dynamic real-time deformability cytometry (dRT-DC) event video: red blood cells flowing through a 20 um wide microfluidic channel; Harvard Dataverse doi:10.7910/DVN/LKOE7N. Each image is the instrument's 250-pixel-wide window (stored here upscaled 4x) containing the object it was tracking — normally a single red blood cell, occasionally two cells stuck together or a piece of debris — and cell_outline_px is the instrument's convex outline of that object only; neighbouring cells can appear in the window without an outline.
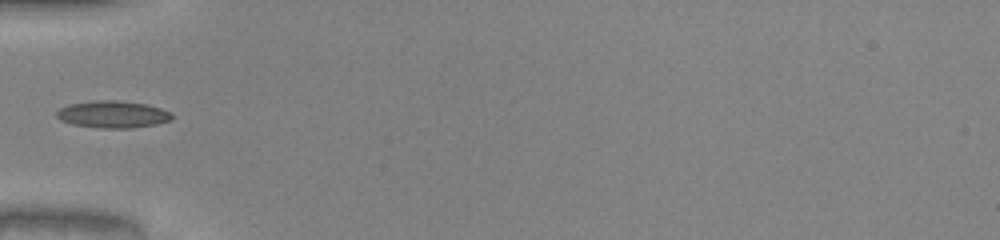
{"species": "common noctule bat (a hibernating species)", "species_latin": "Nyctalus noctula", "temperature_condition": "warm", "stored_images_in_passage": 34, "camera_frame_rate_fps": 3000, "um_per_image_px": 0.085, "animal": {"sex": "male", "body_mass_g": 20.0, "forearm_length_mm": 53.3}, "frame": {"image": 1, "passage_image": 1, "time_ms": 0.0, "image_size_px": [1000, 240], "cell_outline_px": [[172, 120], [156, 124], [132, 128], [100, 128], [72, 124], [60, 120], [56, 116], [56, 112], [60, 108], [68, 104], [96, 100], [116, 100], [144, 104], [160, 108], [172, 112]], "centroid_in_image_um": [9.58, 9.72], "position_along_channel_um": 75.4, "area_um2": 18.21}}
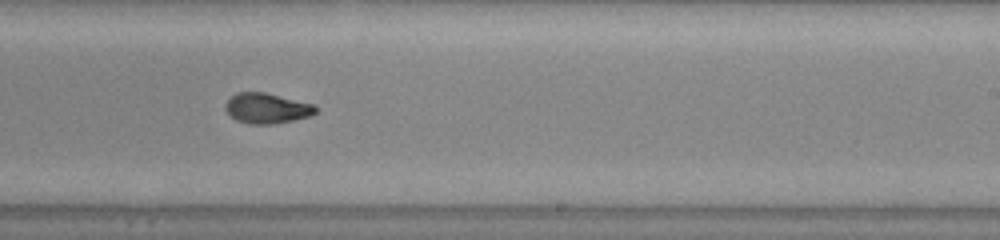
{"frame": {"image": 2, "passage_image": 15, "time_ms": 4.667, "image_size_px": [1000, 240], "cell_outline_px": [[316, 112], [308, 116], [292, 120], [272, 124], [248, 124], [236, 120], [224, 108], [224, 104], [236, 92], [264, 92], [316, 104]], "centroid_in_image_um": [22.67, 9.19], "position_along_channel_um": 266.3, "area_um2": 15.9}}
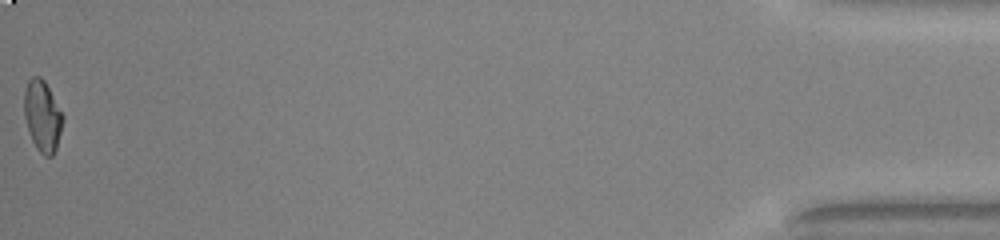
{"frame": {"image": 3, "passage_image": 34, "time_ms": 11.0, "image_size_px": [1000, 240], "cell_outline_px": [[64, 120], [56, 148], [52, 156], [44, 156], [36, 148], [32, 140], [24, 116], [24, 92], [28, 80], [32, 76], [40, 76], [44, 80], [64, 116]], "centroid_in_image_um": [3.61, 9.85], "position_along_channel_um": 431.6, "area_um2": 15.95}}